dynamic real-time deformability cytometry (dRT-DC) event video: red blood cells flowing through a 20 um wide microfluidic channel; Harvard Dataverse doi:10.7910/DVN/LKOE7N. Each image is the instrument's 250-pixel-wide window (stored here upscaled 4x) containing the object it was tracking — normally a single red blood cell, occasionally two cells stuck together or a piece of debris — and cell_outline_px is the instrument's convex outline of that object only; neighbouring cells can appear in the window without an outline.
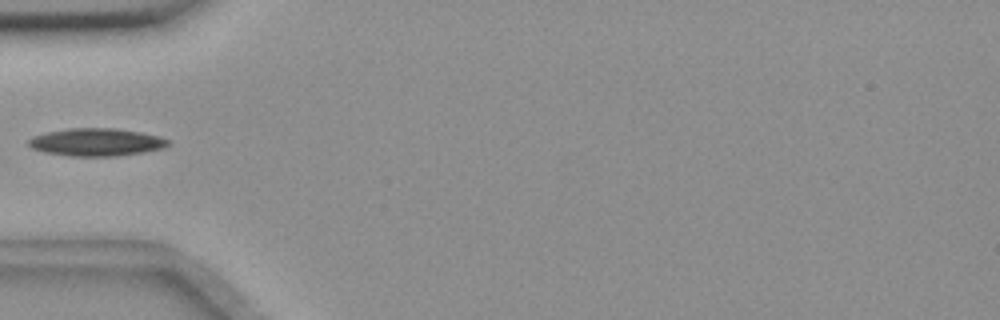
{"species": "common noctule bat (a hibernating species)", "species_latin": "Nyctalus noctula", "temperature_condition": "room temperature", "stored_images_in_passage": 6, "camera_frame_rate_fps": 3000, "um_per_image_px": 0.085, "animal": {"sex": "female", "body_mass_g": 18.4}, "frame": {"image": 1, "passage_image": 5, "time_ms": 4.667, "image_size_px": [1000, 320], "cell_outline_px": [[168, 144], [164, 148], [144, 152], [112, 156], [72, 156], [44, 152], [32, 148], [28, 144], [28, 140], [32, 136], [48, 132], [68, 128], [116, 128], [140, 132], [160, 136], [168, 140]], "centroid_in_image_um": [8.18, 12.08], "position_along_channel_um": 76.8, "area_um2": 22.43}}
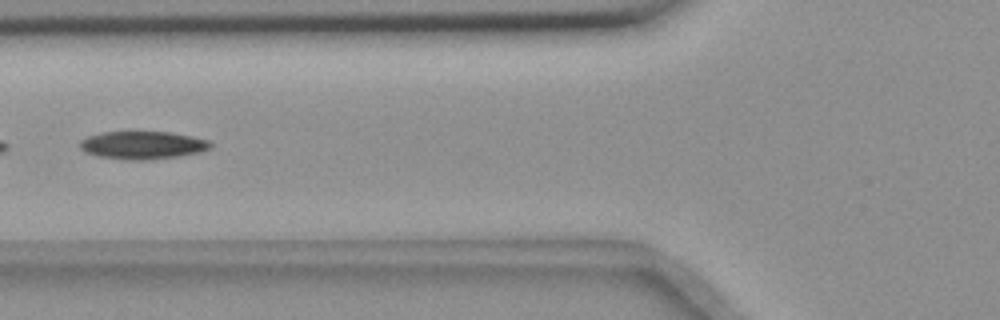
{"frame": {"image": 2, "passage_image": 6, "time_ms": 5.667, "image_size_px": [1000, 320], "cell_outline_px": [[212, 144], [208, 148], [200, 152], [176, 156], [148, 160], [132, 160], [100, 156], [88, 152], [80, 148], [80, 140], [88, 136], [100, 132], [168, 132], [192, 136], [208, 140]], "centroid_in_image_um": [12.12, 12.33], "position_along_channel_um": 113.7, "area_um2": 20.87}}